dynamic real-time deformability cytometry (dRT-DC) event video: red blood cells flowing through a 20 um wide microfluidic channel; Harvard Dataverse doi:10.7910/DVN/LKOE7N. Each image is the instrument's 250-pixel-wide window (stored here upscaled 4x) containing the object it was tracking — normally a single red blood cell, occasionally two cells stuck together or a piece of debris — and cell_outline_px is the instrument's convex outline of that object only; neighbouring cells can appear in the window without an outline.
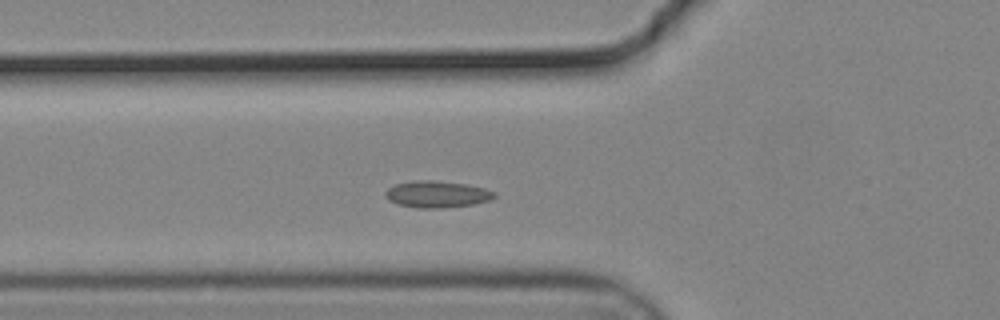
{"species": "common noctule bat (a hibernating species)", "species_latin": "Nyctalus noctula", "temperature_condition": "cold", "stored_images_in_passage": 16, "camera_frame_rate_fps": 3000, "um_per_image_px": 0.085, "animal": {"sex": "male", "body_mass_g": 19.2, "forearm_length_mm": 51.8}, "frame": {"image": 1, "passage_image": 2, "time_ms": 0.333, "image_size_px": [1000, 320], "cell_outline_px": [[496, 196], [492, 200], [472, 204], [444, 208], [416, 208], [396, 204], [388, 200], [384, 196], [384, 192], [388, 188], [396, 184], [416, 180], [432, 180], [464, 184], [484, 188], [492, 192]], "centroid_in_image_um": [37.09, 16.52], "position_along_channel_um": 88.7, "area_um2": 16.94}}
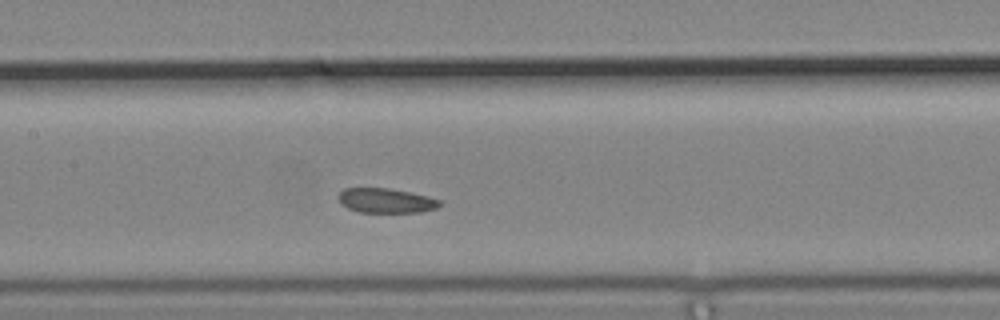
{"frame": {"image": 2, "passage_image": 9, "time_ms": 2.667, "image_size_px": [1000, 320], "cell_outline_px": [[440, 204], [436, 208], [420, 212], [360, 212], [348, 208], [340, 204], [336, 196], [344, 188], [388, 188], [428, 196], [440, 200]], "centroid_in_image_um": [32.75, 17.05], "position_along_channel_um": 174.6, "area_um2": 14.51}}
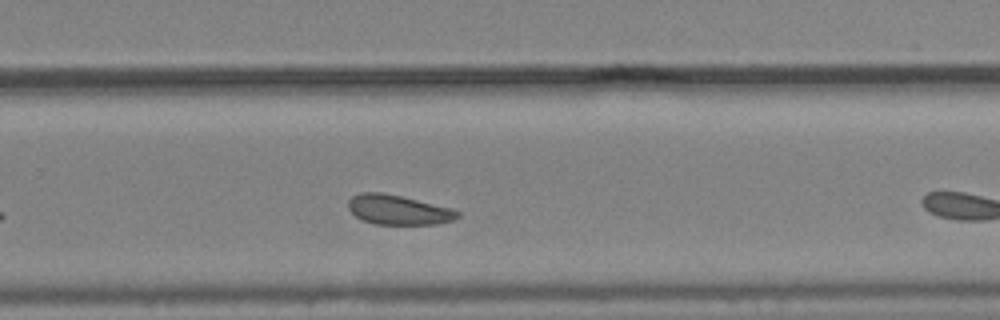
{"frame": {"image": 3, "passage_image": 15, "time_ms": 4.667, "image_size_px": [1000, 320], "cell_outline_px": [[460, 216], [452, 220], [436, 224], [372, 224], [360, 220], [348, 208], [348, 200], [352, 196], [360, 192], [380, 192], [400, 196], [452, 208], [460, 212]], "centroid_in_image_um": [33.82, 17.84], "position_along_channel_um": 296.0, "area_um2": 18.9}}